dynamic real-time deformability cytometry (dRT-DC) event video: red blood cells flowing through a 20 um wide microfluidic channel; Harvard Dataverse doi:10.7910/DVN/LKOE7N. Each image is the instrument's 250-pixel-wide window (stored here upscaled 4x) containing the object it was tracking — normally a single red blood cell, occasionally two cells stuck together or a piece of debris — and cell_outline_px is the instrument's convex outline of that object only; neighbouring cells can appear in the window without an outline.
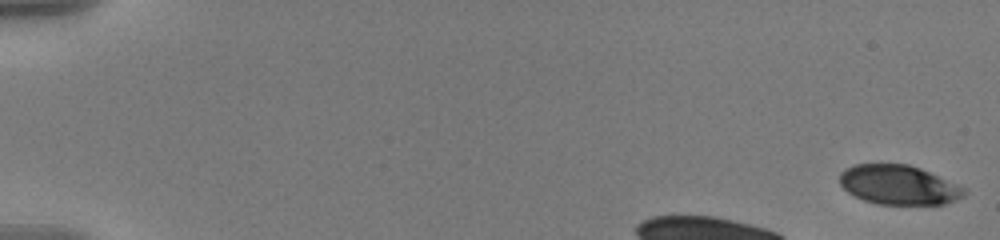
{"species": "human", "species_latin": "Homo sapiens", "temperature_condition": "warm", "stored_images_in_passage": 49, "camera_frame_rate_fps": 3000, "um_per_image_px": 0.085, "donor": {"sex": "male"}, "frame": {"image": 1, "passage_image": 1, "time_ms": 0.0, "image_size_px": [1000, 240], "cell_outline_px": [[968, 192], [964, 196], [944, 204], [880, 204], [864, 200], [848, 192], [840, 184], [840, 172], [844, 168], [852, 164], [908, 164], [920, 168], [956, 184], [964, 188]], "centroid_in_image_um": [76.36, 15.71], "position_along_channel_um": 8.6, "area_um2": 28.44}}
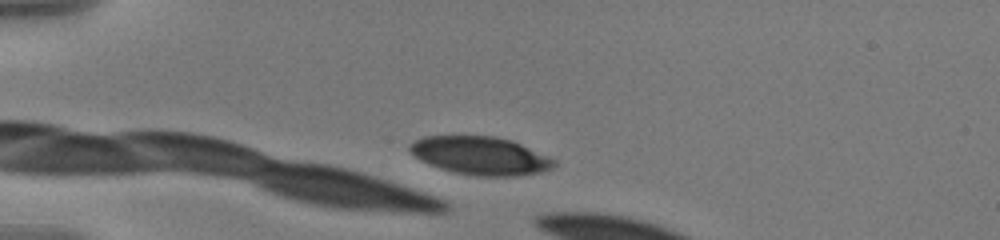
{"frame": {"image": 2, "passage_image": 16, "time_ms": 5.0, "image_size_px": [1000, 240], "cell_outline_px": [[556, 164], [552, 168], [540, 172], [520, 176], [476, 176], [456, 172], [440, 168], [420, 160], [408, 148], [408, 144], [424, 136], [496, 136], [512, 140], [548, 156], [556, 160]], "centroid_in_image_um": [40.86, 13.23], "position_along_channel_um": 44.1, "area_um2": 31.96}}
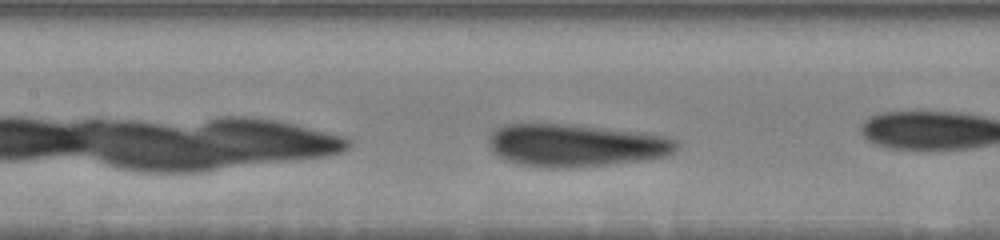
{"frame": {"image": 3, "passage_image": 26, "time_ms": 8.333, "image_size_px": [1000, 240], "cell_outline_px": [[680, 144], [672, 152], [664, 156], [580, 168], [548, 168], [520, 164], [496, 156], [492, 152], [488, 144], [488, 136], [496, 128], [504, 124], [576, 124], [640, 132], [668, 136], [676, 140]], "centroid_in_image_um": [48.88, 12.34], "position_along_channel_um": 158.5, "area_um2": 46.88}, "authors_computed_cell_mechanics": {"area_um2": 40.6912, "velocity_mm_per_s": 3.4966, "shape_relaxation_time_tau1_ms": 4.0402, "shape_relaxation_time_tau2_ms": null, "deformation_change_tau1": 0.1396, "deformation_change_tau2": null}}